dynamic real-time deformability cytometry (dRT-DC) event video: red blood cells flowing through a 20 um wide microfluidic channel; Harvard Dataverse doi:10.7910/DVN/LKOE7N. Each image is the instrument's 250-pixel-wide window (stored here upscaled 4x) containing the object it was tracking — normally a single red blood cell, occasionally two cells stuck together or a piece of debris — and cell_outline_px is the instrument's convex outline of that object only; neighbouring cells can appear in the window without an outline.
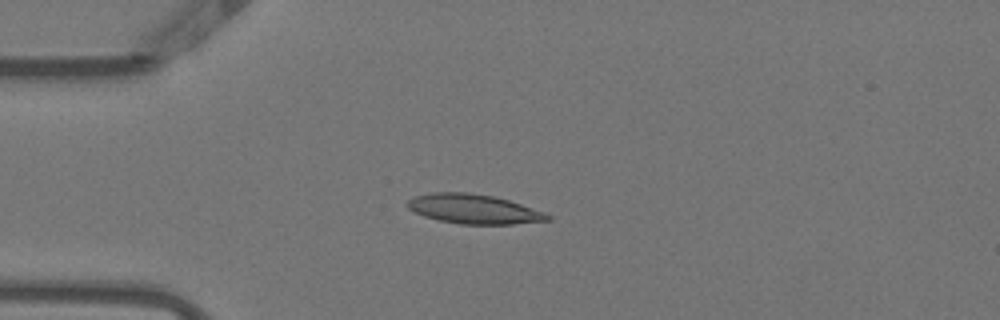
{"species": "Egyptian fruit bat (a non-hibernating species)", "species_latin": "Rousettus aegyptiacus", "temperature_condition": "warm", "stored_images_in_passage": 53, "camera_frame_rate_fps": 3000, "um_per_image_px": 0.085, "animal": {"sex": "female"}, "frame": {"image": 1, "passage_image": 14, "time_ms": 4.333, "image_size_px": [1000, 320], "cell_outline_px": [[552, 220], [512, 224], [460, 224], [440, 220], [424, 216], [408, 208], [404, 204], [408, 200], [416, 196], [432, 192], [468, 192], [492, 196], [508, 200], [544, 212], [552, 216]], "centroid_in_image_um": [40.26, 17.76], "position_along_channel_um": 44.7, "area_um2": 23.93}}
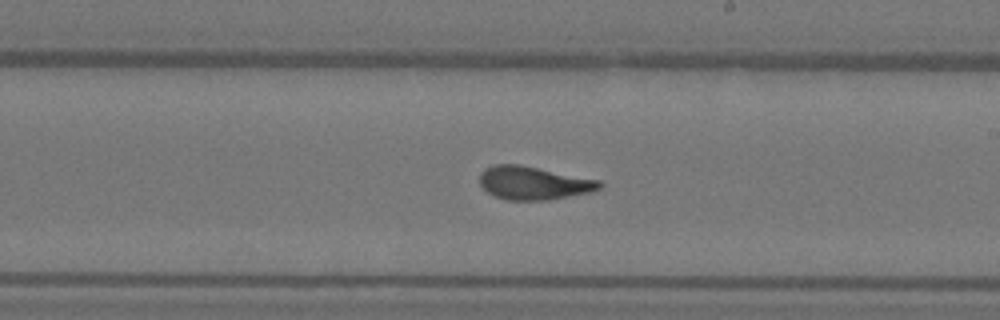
{"frame": {"image": 2, "passage_image": 31, "time_ms": 10.0, "image_size_px": [1000, 320], "cell_outline_px": [[604, 184], [600, 188], [588, 192], [548, 200], [508, 200], [496, 196], [488, 192], [480, 184], [480, 172], [484, 168], [492, 164], [520, 164], [600, 180]], "centroid_in_image_um": [45.33, 15.54], "position_along_channel_um": 243.7, "area_um2": 23.18}}
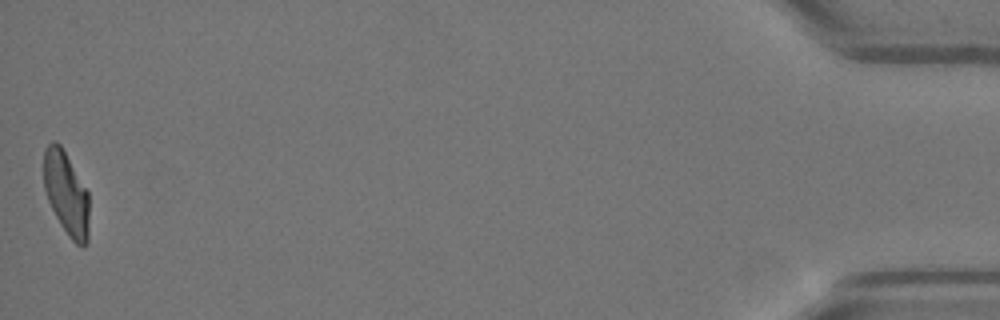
{"frame": {"image": 3, "passage_image": 53, "time_ms": 17.333, "image_size_px": [1000, 320], "cell_outline_px": [[88, 240], [84, 248], [76, 244], [68, 236], [60, 224], [48, 200], [44, 188], [44, 148], [52, 140], [56, 140], [60, 144], [88, 192]], "centroid_in_image_um": [5.63, 16.44], "position_along_channel_um": 429.6, "area_um2": 21.96}, "authors_computed_cell_mechanics": {"area_um2": 23.12, "velocity_mm_per_s": 3.8413, "shape_relaxation_time_tau1_ms": 5.1022, "shape_relaxation_time_tau2_ms": 1.2281, "deformation_change_tau1": 0.2349, "deformation_change_tau2": 0.0962}}